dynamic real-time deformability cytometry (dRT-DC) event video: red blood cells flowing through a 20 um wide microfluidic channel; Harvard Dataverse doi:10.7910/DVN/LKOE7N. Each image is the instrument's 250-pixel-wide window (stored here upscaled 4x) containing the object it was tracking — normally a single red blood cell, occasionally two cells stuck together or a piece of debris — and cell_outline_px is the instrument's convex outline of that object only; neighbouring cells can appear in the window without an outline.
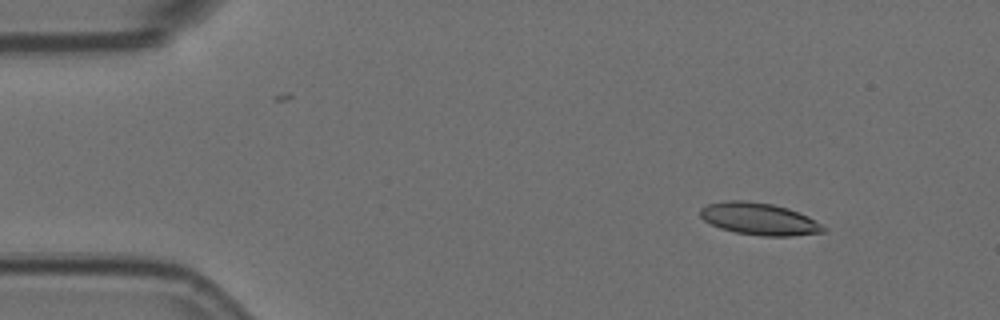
{"species": "Egyptian fruit bat (a non-hibernating species)", "species_latin": "Rousettus aegyptiacus", "temperature_condition": "room temperature", "stored_images_in_passage": 10, "camera_frame_rate_fps": 3000, "um_per_image_px": 0.085, "animal": {"sex": "female"}, "frame": {"image": 1, "passage_image": 2, "time_ms": 0.333, "image_size_px": [1000, 320], "cell_outline_px": [[828, 228], [824, 232], [792, 236], [760, 236], [736, 232], [720, 228], [704, 220], [700, 216], [700, 208], [708, 204], [728, 200], [744, 200], [772, 204], [788, 208], [808, 216]], "centroid_in_image_um": [64.55, 18.61], "position_along_channel_um": 20.5, "area_um2": 23.06}}
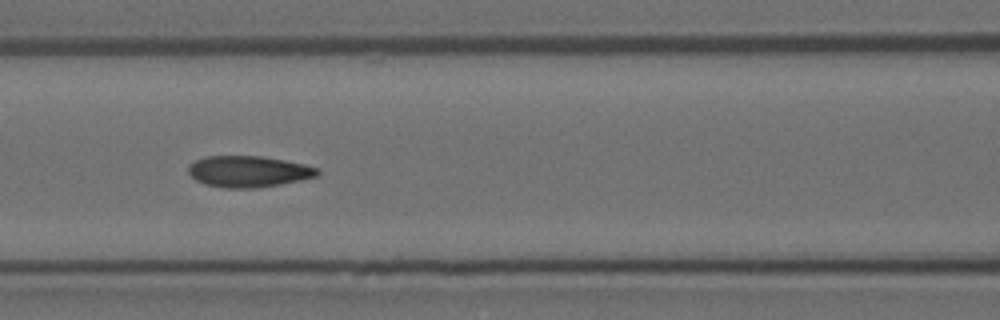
{"frame": {"image": 2, "passage_image": 7, "time_ms": 2.0, "image_size_px": [1000, 320], "cell_outline_px": [[320, 172], [316, 176], [300, 180], [280, 184], [256, 188], [224, 188], [204, 184], [196, 180], [188, 172], [188, 164], [204, 156], [260, 156], [284, 160], [304, 164], [320, 168]], "centroid_in_image_um": [21.1, 14.57], "position_along_channel_um": 145.5, "area_um2": 23.58}}
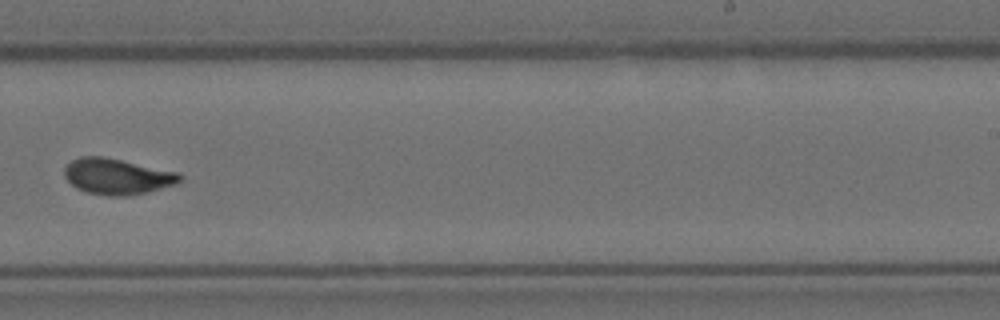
{"frame": {"image": 3, "passage_image": 10, "time_ms": 3.0, "image_size_px": [1000, 320], "cell_outline_px": [[184, 180], [176, 184], [128, 196], [108, 196], [88, 192], [76, 188], [64, 176], [64, 168], [72, 160], [80, 156], [104, 156], [180, 172]], "centroid_in_image_um": [9.98, 14.98], "position_along_channel_um": 279.0, "area_um2": 24.22}}